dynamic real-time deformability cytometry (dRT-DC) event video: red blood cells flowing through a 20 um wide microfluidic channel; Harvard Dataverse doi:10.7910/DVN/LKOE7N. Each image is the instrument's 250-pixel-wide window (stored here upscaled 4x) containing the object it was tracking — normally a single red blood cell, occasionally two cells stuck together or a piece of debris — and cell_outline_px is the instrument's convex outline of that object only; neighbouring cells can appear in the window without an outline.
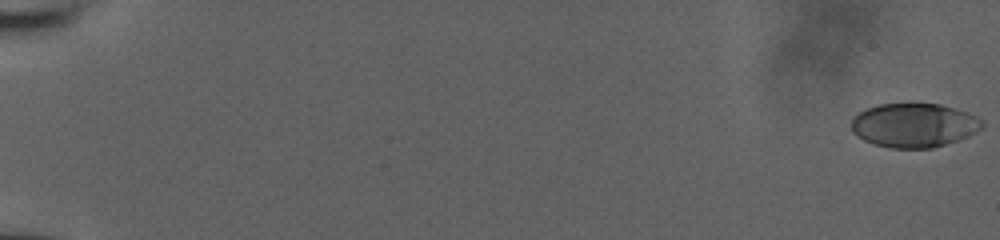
{"species": "human", "species_latin": "Homo sapiens", "temperature_condition": "room temperature", "stored_images_in_passage": 54, "camera_frame_rate_fps": 3000, "um_per_image_px": 0.085, "donor": {"sex": "male"}, "frame": {"image": 1, "passage_image": 1, "time_ms": 0.0, "image_size_px": [1000, 240], "cell_outline_px": [[984, 128], [968, 136], [932, 148], [888, 148], [864, 140], [856, 136], [852, 132], [852, 120], [860, 112], [868, 108], [880, 104], [940, 104], [956, 108], [968, 112], [984, 120]], "centroid_in_image_um": [77.73, 10.65], "position_along_channel_um": 7.3, "area_um2": 33.52}}
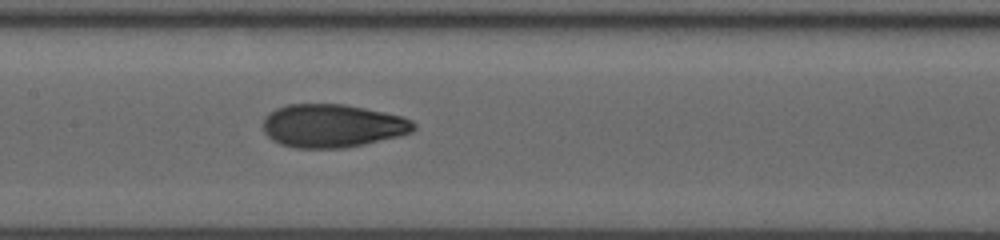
{"frame": {"image": 2, "passage_image": 30, "time_ms": 9.667, "image_size_px": [1000, 240], "cell_outline_px": [[416, 128], [412, 132], [400, 136], [364, 144], [344, 148], [296, 148], [280, 144], [272, 140], [264, 132], [264, 116], [268, 112], [276, 108], [288, 104], [344, 104], [384, 112], [400, 116], [412, 120], [416, 124]], "centroid_in_image_um": [28.25, 10.69], "position_along_channel_um": 179.2, "area_um2": 38.09}}
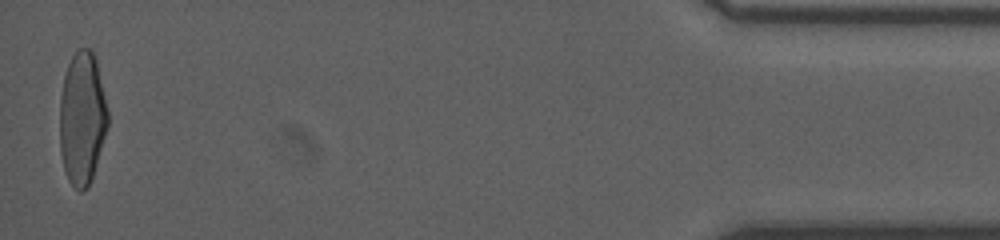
{"frame": {"image": 3, "passage_image": 54, "time_ms": 17.667, "image_size_px": [1000, 240], "cell_outline_px": [[108, 124], [92, 176], [88, 188], [80, 192], [68, 180], [64, 168], [60, 152], [60, 96], [64, 76], [68, 64], [72, 56], [80, 48], [88, 48], [92, 52], [96, 60], [108, 112]], "centroid_in_image_um": [6.97, 10.06], "position_along_channel_um": 428.2, "area_um2": 36.82}}